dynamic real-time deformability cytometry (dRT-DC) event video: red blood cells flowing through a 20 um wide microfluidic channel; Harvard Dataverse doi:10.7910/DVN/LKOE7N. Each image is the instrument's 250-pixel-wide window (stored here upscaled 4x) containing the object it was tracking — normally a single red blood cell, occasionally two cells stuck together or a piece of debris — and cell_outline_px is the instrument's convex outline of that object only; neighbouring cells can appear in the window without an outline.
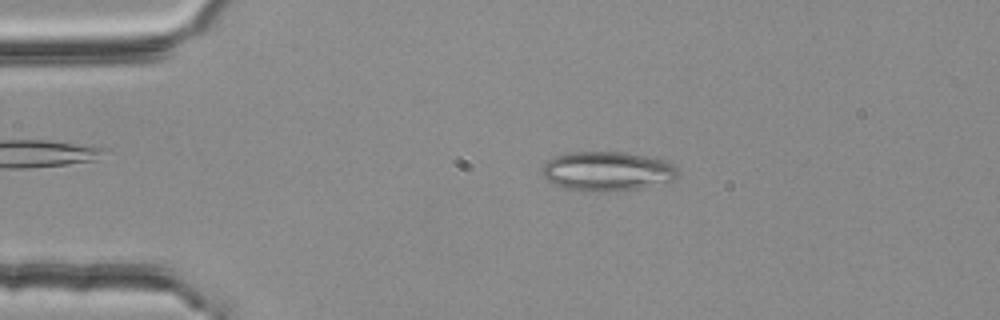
{"species": "common noctule bat (a hibernating species)", "species_latin": "Nyctalus noctula", "temperature_condition": "room temperature", "stored_images_in_passage": 2, "camera_frame_rate_fps": 3000, "um_per_image_px": 0.085, "animal": {"sex": "female", "body_mass_g": 25.1}, "frame": {"image": 1, "passage_image": 1, "time_ms": 0.0, "image_size_px": [1000, 320], "cell_outline_px": [[680, 172], [676, 180], [636, 188], [584, 192], [568, 188], [556, 184], [548, 180], [544, 176], [544, 164], [548, 160], [556, 156], [568, 152], [624, 152], [664, 160], [672, 164]], "centroid_in_image_um": [51.64, 14.54], "position_along_channel_um": 33.4, "area_um2": 30.58}}